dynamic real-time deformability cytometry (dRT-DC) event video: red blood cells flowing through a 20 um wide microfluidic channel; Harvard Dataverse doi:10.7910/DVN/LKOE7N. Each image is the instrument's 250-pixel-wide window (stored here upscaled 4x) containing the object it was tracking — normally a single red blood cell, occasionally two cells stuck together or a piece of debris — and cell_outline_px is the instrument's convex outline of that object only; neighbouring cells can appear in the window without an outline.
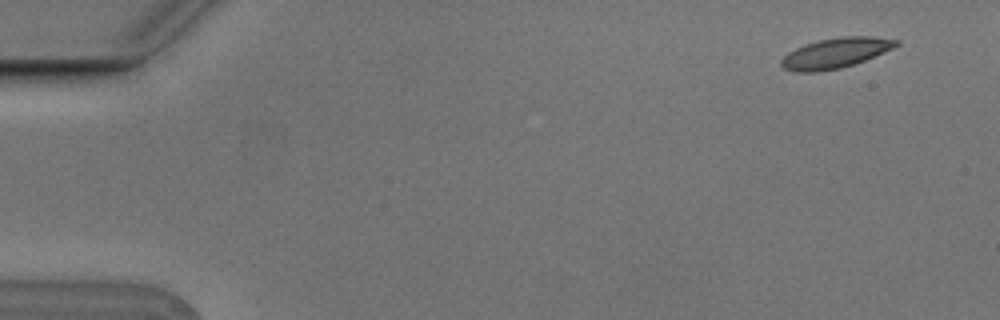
{"species": "Egyptian fruit bat (a non-hibernating species)", "species_latin": "Rousettus aegyptiacus", "temperature_condition": "cold", "stored_images_in_passage": 5, "camera_frame_rate_fps": 3000, "um_per_image_px": 0.085, "animal": {"sex": "male"}, "frame": {"image": 1, "passage_image": 1, "time_ms": 0.0, "image_size_px": [1000, 320], "cell_outline_px": [[900, 44], [892, 48], [864, 60], [840, 68], [816, 72], [796, 72], [784, 68], [780, 64], [780, 60], [788, 52], [804, 44], [820, 40], [844, 36], [872, 36], [900, 40]], "centroid_in_image_um": [71.0, 4.5], "position_along_channel_um": 14.0, "area_um2": 20.0}}